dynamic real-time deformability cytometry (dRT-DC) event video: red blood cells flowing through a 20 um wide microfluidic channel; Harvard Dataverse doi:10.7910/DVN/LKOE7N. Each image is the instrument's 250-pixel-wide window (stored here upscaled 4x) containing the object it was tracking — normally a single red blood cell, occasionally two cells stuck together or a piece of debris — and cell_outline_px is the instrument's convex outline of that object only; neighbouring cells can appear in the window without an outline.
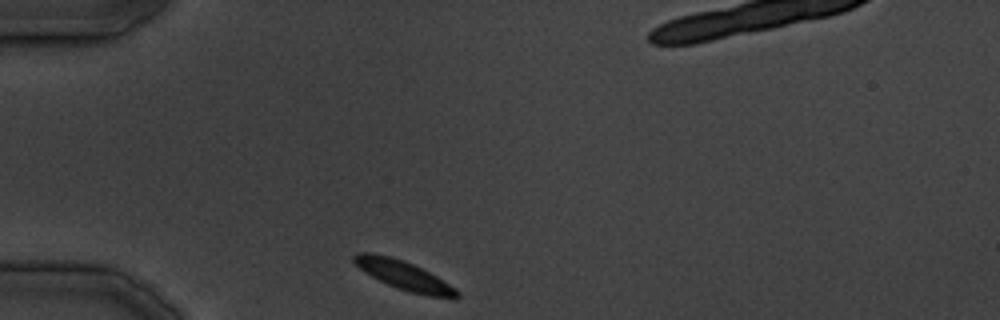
{"species": "common noctule bat (a hibernating species)", "species_latin": "Nyctalus noctula", "temperature_condition": "cold", "stored_images_in_passage": 21, "camera_frame_rate_fps": 3000, "um_per_image_px": 0.085, "animal": {"sex": "male", "body_mass_g": 19.5, "forearm_length_mm": 54.6}, "frame": {"image": 1, "passage_image": 1, "time_ms": 0.0, "image_size_px": [1000, 320], "cell_outline_px": [[460, 296], [456, 300], [428, 296], [396, 288], [364, 272], [352, 260], [352, 256], [356, 252], [372, 252], [392, 256], [404, 260], [436, 276], [456, 288], [460, 292]], "centroid_in_image_um": [34.36, 23.41], "position_along_channel_um": 50.6, "area_um2": 17.57}}
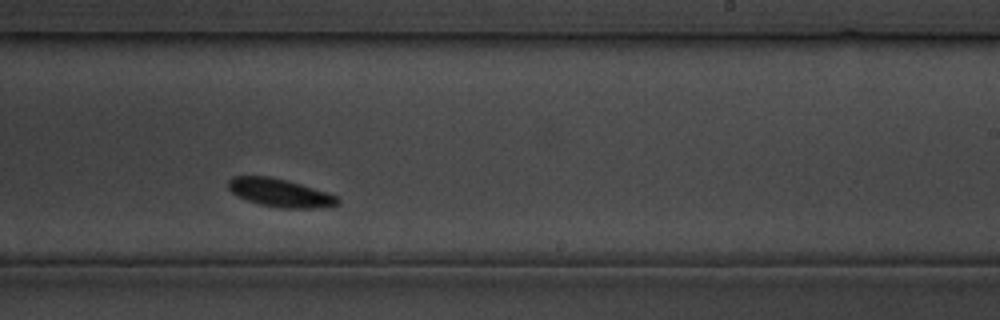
{"frame": {"image": 2, "passage_image": 15, "time_ms": 17.0, "image_size_px": [1000, 320], "cell_outline_px": [[340, 200], [336, 204], [316, 208], [280, 208], [260, 204], [236, 196], [228, 188], [228, 180], [232, 176], [268, 176], [288, 180], [328, 192], [340, 196]], "centroid_in_image_um": [23.8, 16.38], "position_along_channel_um": 265.2, "area_um2": 18.03}}